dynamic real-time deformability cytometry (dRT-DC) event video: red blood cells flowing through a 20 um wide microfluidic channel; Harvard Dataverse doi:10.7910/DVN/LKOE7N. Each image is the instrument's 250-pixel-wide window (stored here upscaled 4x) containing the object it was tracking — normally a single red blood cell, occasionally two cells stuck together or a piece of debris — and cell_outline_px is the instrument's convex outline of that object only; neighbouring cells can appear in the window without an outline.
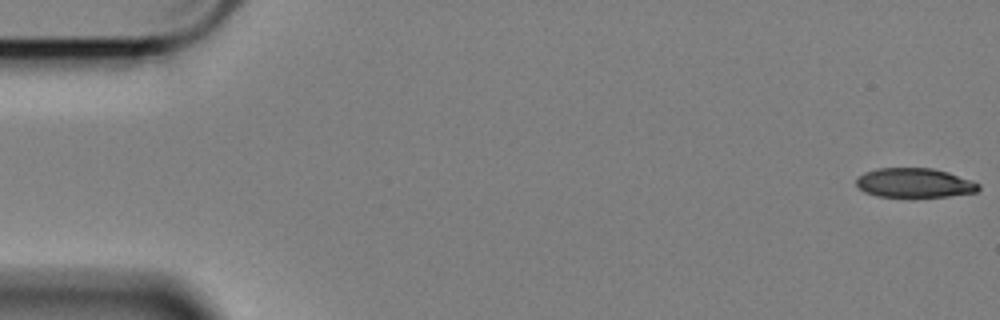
{"species": "Egyptian fruit bat (a non-hibernating species)", "species_latin": "Rousettus aegyptiacus", "temperature_condition": "cold", "stored_images_in_passage": 58, "camera_frame_rate_fps": 3000, "um_per_image_px": 0.085, "animal": {"sex": "female"}, "frame": {"image": 1, "passage_image": 1, "time_ms": 0.0, "image_size_px": [1000, 320], "cell_outline_px": [[980, 188], [976, 192], [948, 196], [876, 196], [864, 192], [856, 184], [856, 180], [864, 172], [876, 168], [932, 168], [948, 172], [972, 180], [980, 184]], "centroid_in_image_um": [77.73, 15.53], "position_along_channel_um": 7.3, "area_um2": 20.81}}
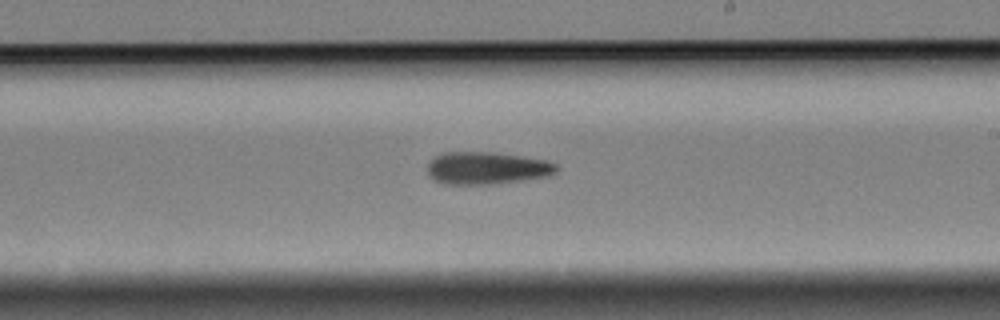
{"frame": {"image": 2, "passage_image": 34, "time_ms": 11.0, "image_size_px": [1000, 320], "cell_outline_px": [[560, 168], [556, 172], [548, 176], [524, 180], [492, 184], [444, 184], [428, 176], [428, 164], [436, 156], [444, 152], [492, 152], [520, 156], [544, 160], [556, 164]], "centroid_in_image_um": [41.39, 14.29], "position_along_channel_um": 247.6, "area_um2": 24.28}}
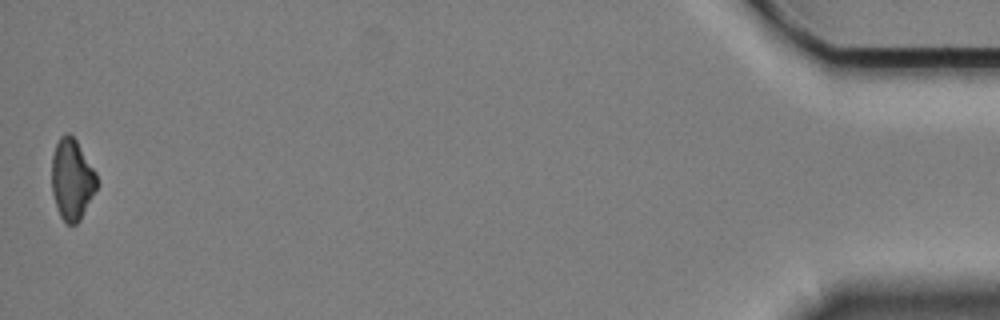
{"frame": {"image": 3, "passage_image": 58, "time_ms": 19.0, "image_size_px": [1000, 320], "cell_outline_px": [[96, 188], [80, 220], [76, 224], [68, 224], [60, 216], [52, 192], [52, 156], [56, 144], [60, 136], [64, 132], [68, 132], [76, 140], [96, 172]], "centroid_in_image_um": [6.1, 15.22], "position_along_channel_um": 429.1, "area_um2": 20.98}}